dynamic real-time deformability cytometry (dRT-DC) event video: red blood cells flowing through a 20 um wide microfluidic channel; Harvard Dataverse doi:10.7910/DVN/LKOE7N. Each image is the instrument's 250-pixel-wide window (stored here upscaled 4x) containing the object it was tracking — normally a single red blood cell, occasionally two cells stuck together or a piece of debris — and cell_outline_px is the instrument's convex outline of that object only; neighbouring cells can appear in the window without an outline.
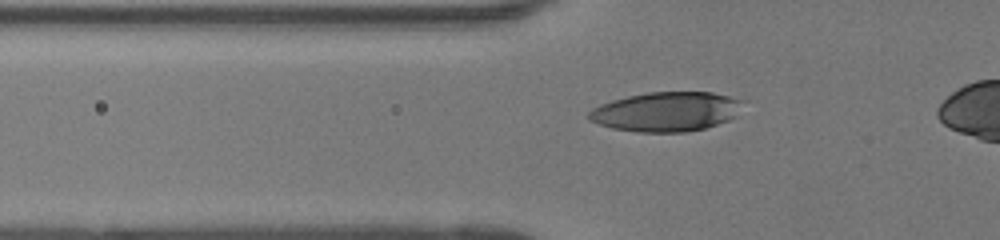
{"species": "human", "species_latin": "Homo sapiens", "temperature_condition": "room temperature", "stored_images_in_passage": 41, "camera_frame_rate_fps": 3000, "um_per_image_px": 0.085, "donor": {"sex": "female"}, "frame": {"image": 1, "passage_image": 13, "time_ms": 4.0, "image_size_px": [1000, 240], "cell_outline_px": [[744, 100], [736, 116], [728, 120], [704, 128], [688, 132], [636, 132], [612, 128], [600, 124], [592, 120], [588, 116], [588, 112], [592, 108], [600, 104], [612, 100], [628, 96], [648, 92], [712, 92]], "centroid_in_image_um": [56.64, 9.49], "position_along_channel_um": 69.2, "area_um2": 35.32}}
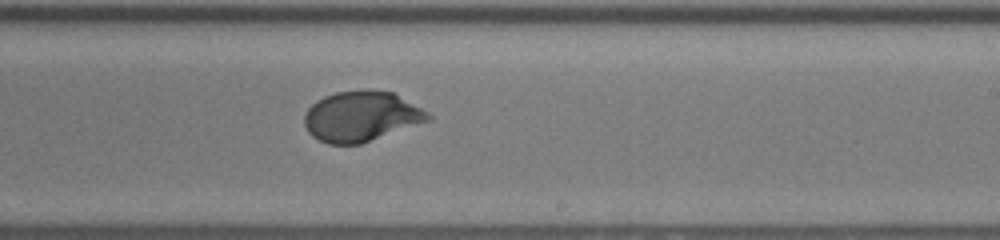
{"frame": {"image": 2, "passage_image": 27, "time_ms": 8.667, "image_size_px": [1000, 240], "cell_outline_px": [[432, 120], [360, 144], [328, 144], [312, 136], [308, 132], [304, 124], [304, 116], [308, 108], [316, 100], [324, 96], [336, 92], [392, 92], [428, 112], [432, 116]], "centroid_in_image_um": [30.69, 9.93], "position_along_channel_um": 258.3, "area_um2": 35.6}}
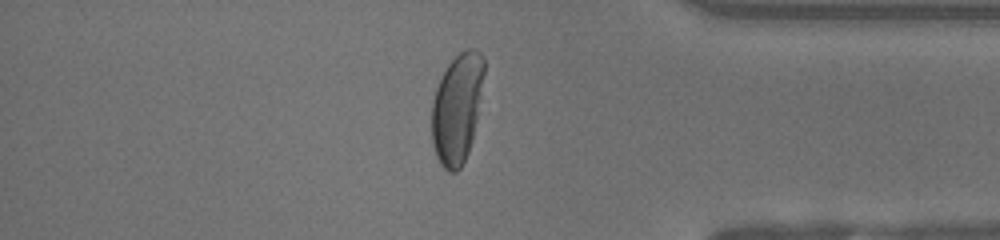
{"frame": {"image": 3, "passage_image": 38, "time_ms": 12.333, "image_size_px": [1000, 240], "cell_outline_px": [[484, 72], [476, 120], [472, 140], [468, 152], [460, 168], [456, 172], [448, 172], [440, 164], [436, 156], [432, 144], [432, 100], [436, 88], [448, 64], [460, 52], [468, 48], [472, 48], [480, 52], [484, 56]], "centroid_in_image_um": [38.84, 9.21], "position_along_channel_um": 396.4, "area_um2": 33.23}}